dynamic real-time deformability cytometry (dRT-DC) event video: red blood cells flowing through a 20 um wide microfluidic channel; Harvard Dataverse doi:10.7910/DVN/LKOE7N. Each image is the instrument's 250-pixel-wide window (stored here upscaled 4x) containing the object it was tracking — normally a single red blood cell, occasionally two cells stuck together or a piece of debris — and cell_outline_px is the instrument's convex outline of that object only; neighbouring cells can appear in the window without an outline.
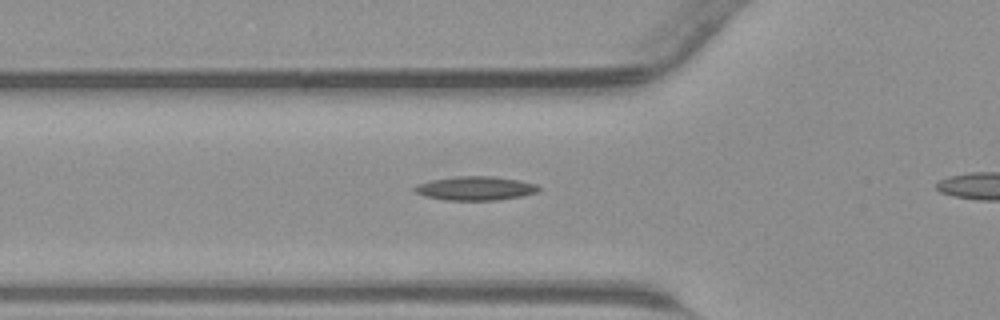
{"species": "common noctule bat (a hibernating species)", "species_latin": "Nyctalus noctula", "temperature_condition": "warm", "stored_images_in_passage": 31, "camera_frame_rate_fps": 3000, "um_per_image_px": 0.085, "animal": {"sex": "male", "body_mass_g": 23.1, "forearm_length_mm": 52.7}, "frame": {"image": 1, "passage_image": 10, "time_ms": 3.0, "image_size_px": [1000, 320], "cell_outline_px": [[540, 188], [536, 192], [520, 196], [496, 200], [444, 200], [428, 196], [416, 192], [412, 188], [416, 184], [432, 180], [456, 176], [492, 176], [520, 180], [536, 184]], "centroid_in_image_um": [40.4, 16.0], "position_along_channel_um": 85.4, "area_um2": 17.11}}
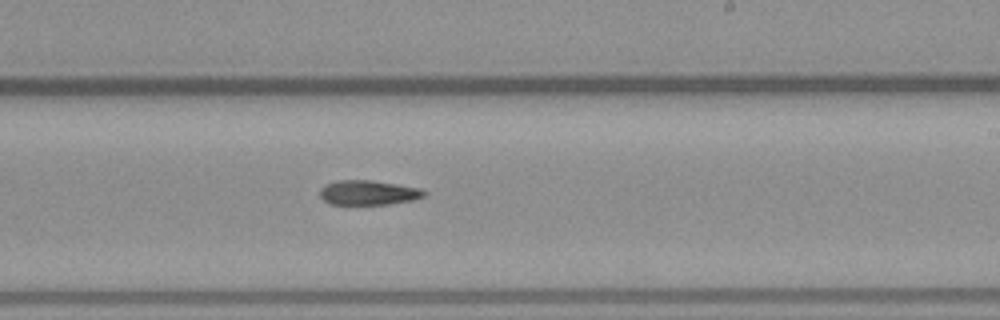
{"frame": {"image": 2, "passage_image": 21, "time_ms": 6.667, "image_size_px": [1000, 320], "cell_outline_px": [[428, 192], [424, 196], [412, 200], [388, 204], [328, 204], [320, 196], [320, 188], [324, 184], [336, 180], [372, 180], [420, 188]], "centroid_in_image_um": [31.28, 16.36], "position_along_channel_um": 257.7, "area_um2": 15.03}}
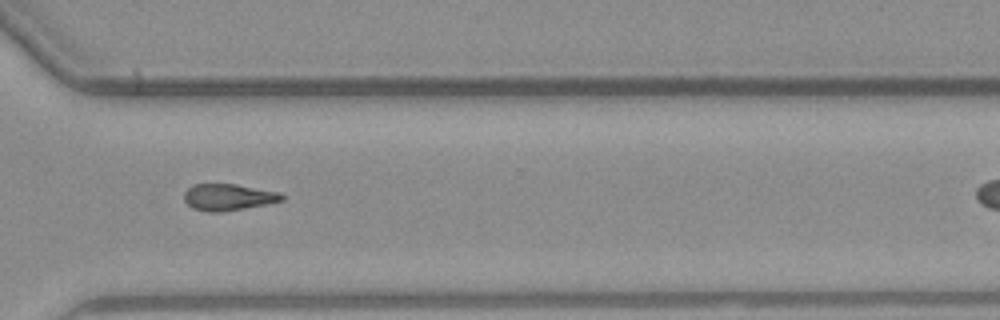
{"frame": {"image": 3, "passage_image": 27, "time_ms": 8.667, "image_size_px": [1000, 320], "cell_outline_px": [[284, 200], [244, 208], [220, 212], [208, 212], [192, 208], [184, 200], [184, 192], [192, 184], [236, 184], [280, 192], [284, 196]], "centroid_in_image_um": [19.38, 16.75], "position_along_channel_um": 351.2, "area_um2": 15.09}}